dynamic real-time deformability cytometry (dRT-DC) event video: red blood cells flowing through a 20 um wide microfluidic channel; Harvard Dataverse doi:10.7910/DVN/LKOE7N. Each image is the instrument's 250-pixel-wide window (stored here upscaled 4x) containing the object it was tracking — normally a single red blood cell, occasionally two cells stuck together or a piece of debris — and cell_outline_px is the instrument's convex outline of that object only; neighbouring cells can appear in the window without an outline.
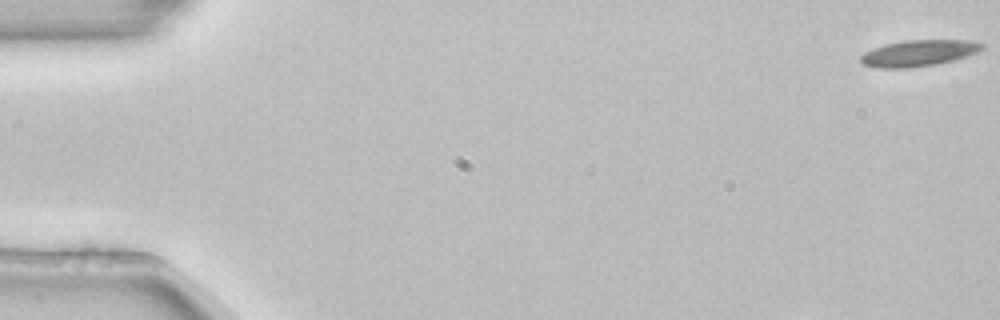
{"species": "common noctule bat (a hibernating species)", "species_latin": "Nyctalus noctula", "temperature_condition": "room temperature", "stored_images_in_passage": 4, "camera_frame_rate_fps": 3000, "um_per_image_px": 0.085, "animal": {"sex": "female", "body_mass_g": 22.7, "forearm_length_mm": 54.2}, "frame": {"image": 1, "passage_image": 4, "time_ms": 1.0, "image_size_px": [1000, 320], "cell_outline_px": [[984, 48], [968, 56], [936, 64], [912, 68], [880, 68], [864, 64], [860, 60], [860, 56], [864, 52], [872, 48], [884, 44], [904, 40], [972, 40], [984, 44]], "centroid_in_image_um": [78.08, 4.51], "position_along_channel_um": 6.9, "area_um2": 18.67}}